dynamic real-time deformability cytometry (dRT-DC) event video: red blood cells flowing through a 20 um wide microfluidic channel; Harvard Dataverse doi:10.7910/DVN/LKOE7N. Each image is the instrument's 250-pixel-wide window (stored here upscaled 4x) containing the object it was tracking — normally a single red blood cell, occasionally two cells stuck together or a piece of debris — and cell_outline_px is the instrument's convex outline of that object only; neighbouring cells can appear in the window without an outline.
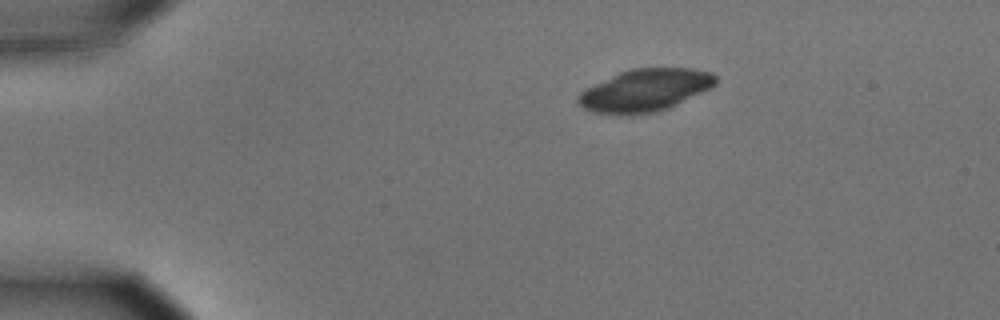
{"species": "common noctule bat (a hibernating species)", "species_latin": "Nyctalus noctula", "temperature_condition": "cold", "stored_images_in_passage": 3, "camera_frame_rate_fps": 3000, "um_per_image_px": 0.085, "animal": {"sex": "male", "body_mass_g": 15.6}, "frame": {"image": 1, "passage_image": 1, "time_ms": 0.0, "image_size_px": [1000, 320], "cell_outline_px": [[716, 84], [668, 108], [656, 112], [632, 116], [616, 116], [592, 112], [576, 104], [576, 96], [580, 92], [620, 72], [632, 68], [692, 68], [712, 72], [716, 76]], "centroid_in_image_um": [54.77, 7.7], "position_along_channel_um": 30.2, "area_um2": 34.04}}